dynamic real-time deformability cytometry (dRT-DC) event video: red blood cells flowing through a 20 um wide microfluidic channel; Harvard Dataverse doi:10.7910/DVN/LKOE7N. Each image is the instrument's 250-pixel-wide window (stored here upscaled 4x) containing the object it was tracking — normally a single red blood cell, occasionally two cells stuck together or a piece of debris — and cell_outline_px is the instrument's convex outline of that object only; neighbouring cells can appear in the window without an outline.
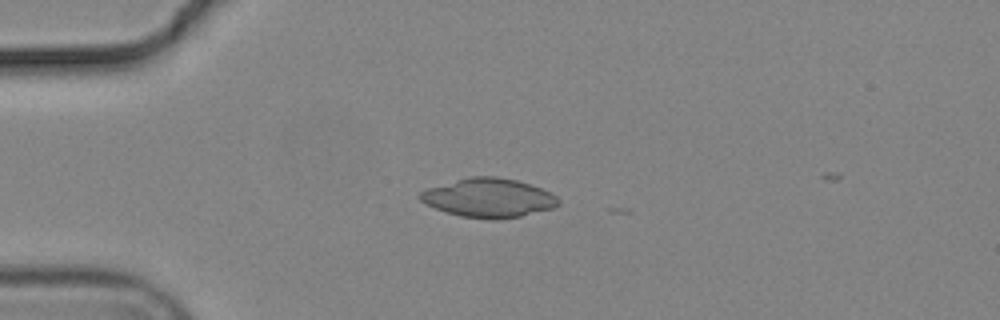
{"species": "common noctule bat (a hibernating species)", "species_latin": "Nyctalus noctula", "temperature_condition": "cold", "stored_images_in_passage": 14, "camera_frame_rate_fps": 3000, "um_per_image_px": 0.085, "animal": {"sex": "male", "body_mass_g": 19.2, "forearm_length_mm": 51.8}, "frame": {"image": 1, "passage_image": 13, "time_ms": 4.0, "image_size_px": [1000, 320], "cell_outline_px": [[560, 204], [552, 208], [520, 216], [496, 220], [492, 220], [460, 216], [436, 208], [420, 200], [416, 196], [420, 192], [428, 188], [468, 176], [496, 176], [516, 180], [540, 188], [556, 196], [560, 200]], "centroid_in_image_um": [41.52, 16.82], "position_along_channel_um": 43.5, "area_um2": 31.21}}